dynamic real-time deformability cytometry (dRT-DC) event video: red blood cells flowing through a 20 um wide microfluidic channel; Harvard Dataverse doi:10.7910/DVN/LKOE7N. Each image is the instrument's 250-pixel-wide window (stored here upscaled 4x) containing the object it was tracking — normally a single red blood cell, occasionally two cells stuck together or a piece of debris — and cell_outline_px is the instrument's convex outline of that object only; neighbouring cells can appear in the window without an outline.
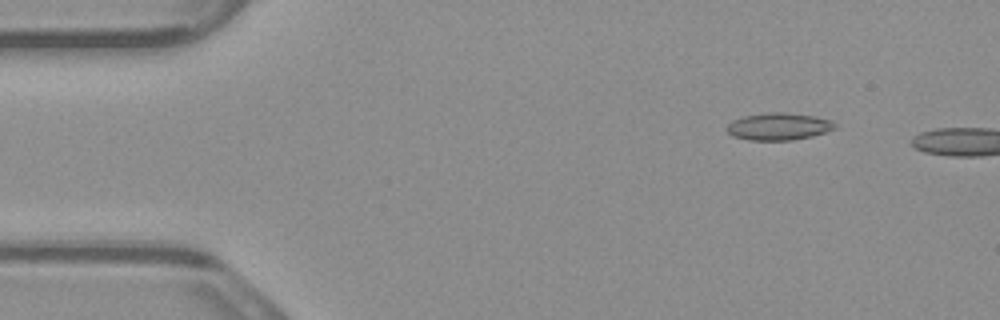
{"species": "common noctule bat (a hibernating species)", "species_latin": "Nyctalus noctula", "temperature_condition": "warm", "stored_images_in_passage": 3, "camera_frame_rate_fps": 3000, "um_per_image_px": 0.085, "animal": {"sex": "male", "body_mass_g": 23.1, "forearm_length_mm": 52.7}, "frame": {"image": 1, "passage_image": 2, "time_ms": 0.333, "image_size_px": [1000, 320], "cell_outline_px": [[836, 128], [812, 136], [792, 140], [748, 140], [732, 136], [724, 128], [732, 120], [744, 116], [764, 112], [784, 112], [816, 116], [832, 120], [836, 124]], "centroid_in_image_um": [66.16, 10.74], "position_along_channel_um": 18.8, "area_um2": 17.34}}